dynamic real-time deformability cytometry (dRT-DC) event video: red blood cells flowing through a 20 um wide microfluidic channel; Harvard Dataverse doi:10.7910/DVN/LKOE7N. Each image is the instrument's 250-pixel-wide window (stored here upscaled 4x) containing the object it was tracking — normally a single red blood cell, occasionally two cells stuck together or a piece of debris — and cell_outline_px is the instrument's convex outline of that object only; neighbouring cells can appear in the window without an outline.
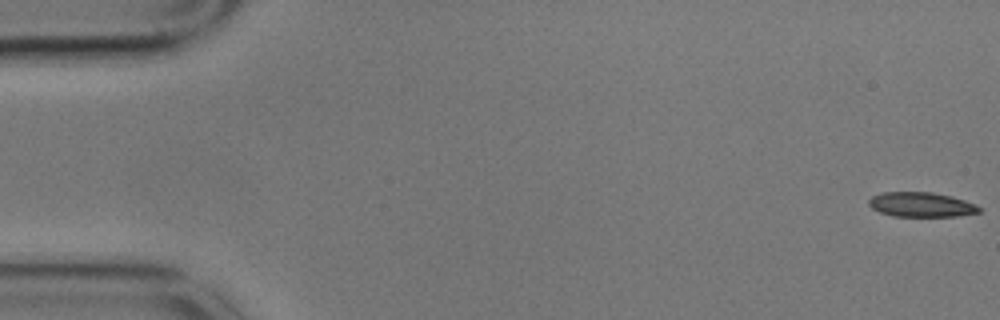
{"species": "common noctule bat (a hibernating species)", "species_latin": "Nyctalus noctula", "temperature_condition": "cold", "stored_images_in_passage": 56, "camera_frame_rate_fps": 3000, "um_per_image_px": 0.085, "animal": {"sex": "male", "body_mass_g": 17.9}, "frame": {"image": 1, "passage_image": 1, "time_ms": 0.0, "image_size_px": [1000, 320], "cell_outline_px": [[980, 212], [956, 216], [892, 216], [880, 212], [872, 208], [868, 204], [868, 200], [872, 196], [884, 192], [932, 192], [952, 196], [976, 204], [980, 208]], "centroid_in_image_um": [78.29, 17.39], "position_along_channel_um": 6.7, "area_um2": 15.84}}
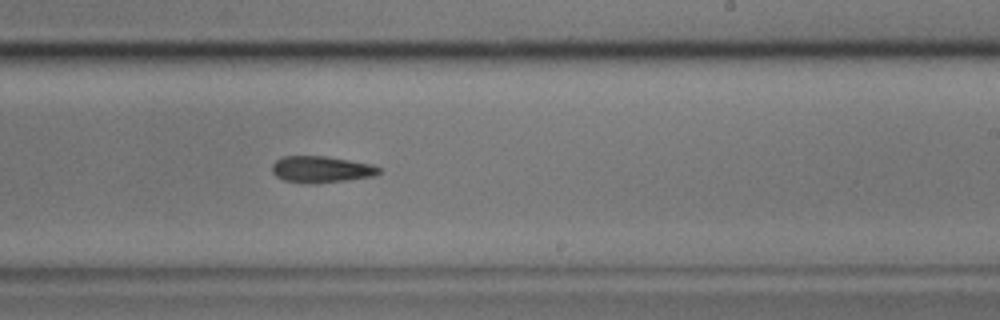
{"frame": {"image": 2, "passage_image": 34, "time_ms": 11.0, "image_size_px": [1000, 320], "cell_outline_px": [[380, 172], [376, 176], [348, 180], [316, 184], [308, 184], [284, 180], [276, 176], [272, 172], [272, 164], [276, 160], [284, 156], [328, 156], [372, 164], [380, 168]], "centroid_in_image_um": [27.32, 14.4], "position_along_channel_um": 261.7, "area_um2": 16.76}}
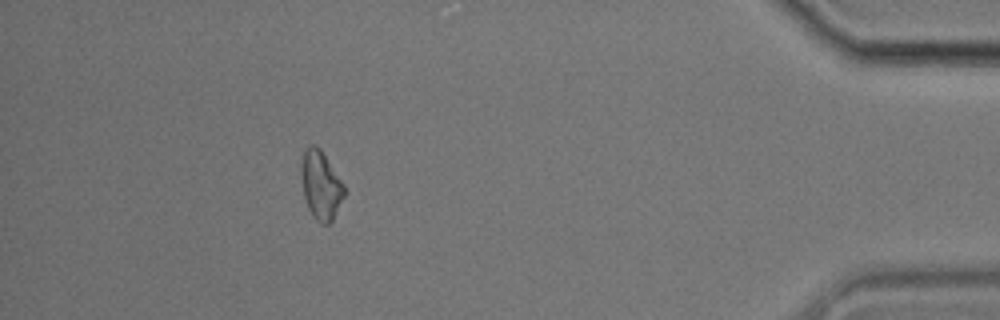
{"frame": {"image": 3, "passage_image": 51, "time_ms": 16.667, "image_size_px": [1000, 320], "cell_outline_px": [[344, 196], [332, 220], [328, 224], [320, 224], [312, 216], [308, 208], [304, 196], [300, 172], [300, 164], [304, 148], [312, 144], [316, 144], [320, 148], [344, 184]], "centroid_in_image_um": [27.24, 15.71], "position_along_channel_um": 408.0, "area_um2": 17.28}, "authors_computed_cell_mechanics": {"area_um2": 16.762, "velocity_mm_per_s": 3.5291, "shape_relaxation_time_tau1_ms": 9.9131, "shape_relaxation_time_tau2_ms": null, "deformation_change_tau1": 0.2246, "deformation_change_tau2": null}}